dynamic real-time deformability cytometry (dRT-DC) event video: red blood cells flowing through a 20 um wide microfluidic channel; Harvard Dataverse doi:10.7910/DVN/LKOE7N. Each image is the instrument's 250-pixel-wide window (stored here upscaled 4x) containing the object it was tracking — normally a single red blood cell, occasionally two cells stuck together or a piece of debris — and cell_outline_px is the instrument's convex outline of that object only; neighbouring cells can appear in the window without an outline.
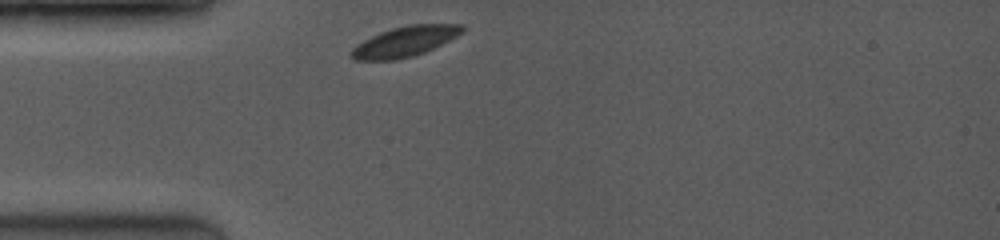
{"species": "common noctule bat (a hibernating species)", "species_latin": "Nyctalus noctula", "temperature_condition": "room temperature", "stored_images_in_passage": 5, "camera_frame_rate_fps": 3500, "um_per_image_px": 0.085, "animal": {"sex": "female", "body_mass_g": 19.0, "forearm_length_mm": 53.3}, "frame": {"image": 1, "passage_image": 1, "time_ms": 0.0, "image_size_px": [1000, 240], "cell_outline_px": [[464, 32], [424, 52], [412, 56], [396, 60], [356, 60], [348, 56], [352, 48], [356, 44], [380, 32], [392, 28], [408, 24], [464, 24]], "centroid_in_image_um": [34.38, 3.52], "position_along_channel_um": 50.6, "area_um2": 19.48}}